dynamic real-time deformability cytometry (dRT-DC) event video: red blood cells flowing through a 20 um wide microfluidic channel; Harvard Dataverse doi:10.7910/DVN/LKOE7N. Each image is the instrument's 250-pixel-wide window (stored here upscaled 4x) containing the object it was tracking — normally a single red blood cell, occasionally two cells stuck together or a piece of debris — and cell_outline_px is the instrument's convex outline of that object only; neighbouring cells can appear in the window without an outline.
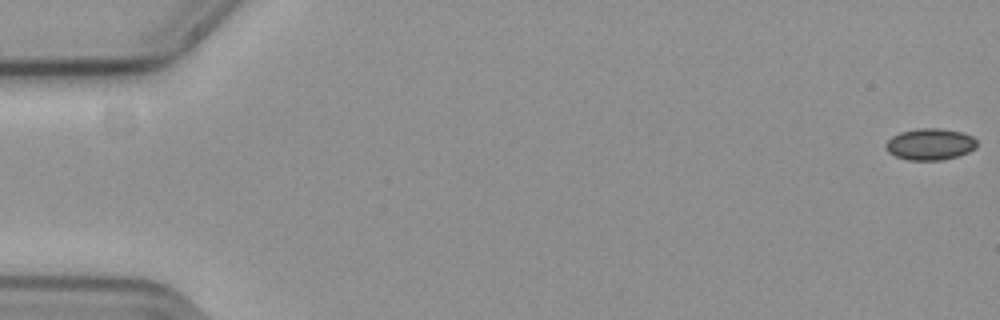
{"species": "common noctule bat (a hibernating species)", "species_latin": "Nyctalus noctula", "temperature_condition": "cold", "stored_images_in_passage": 15, "camera_frame_rate_fps": 3000, "um_per_image_px": 0.085, "animal": {"sex": "female", "body_mass_g": 19.3, "forearm_length_mm": 54.1}, "frame": {"image": 1, "passage_image": 1, "time_ms": 0.0, "image_size_px": [1000, 320], "cell_outline_px": [[976, 148], [960, 156], [944, 160], [908, 160], [896, 156], [888, 152], [884, 148], [884, 144], [892, 136], [900, 132], [916, 128], [940, 128], [964, 132], [972, 136], [976, 140]], "centroid_in_image_um": [79.06, 12.25], "position_along_channel_um": 5.9, "area_um2": 17.05}}